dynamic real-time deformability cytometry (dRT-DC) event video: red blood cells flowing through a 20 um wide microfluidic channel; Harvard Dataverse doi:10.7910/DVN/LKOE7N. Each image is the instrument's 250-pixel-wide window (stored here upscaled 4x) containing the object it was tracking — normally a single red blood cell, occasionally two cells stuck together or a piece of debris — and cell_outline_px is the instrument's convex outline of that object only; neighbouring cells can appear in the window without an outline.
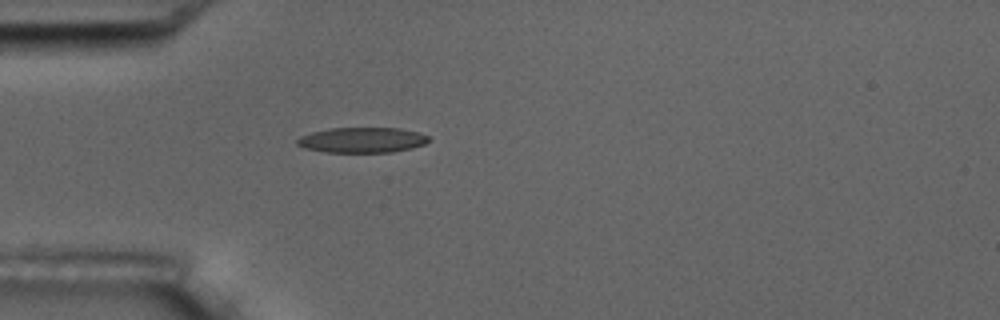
{"species": "common noctule bat (a hibernating species)", "species_latin": "Nyctalus noctula", "temperature_condition": "room temperature", "stored_images_in_passage": 1, "camera_frame_rate_fps": 3000, "um_per_image_px": 0.085, "animal": {"sex": "male", "body_mass_g": 17.5, "forearm_length_mm": 52.3}, "frame": {"image": 1, "passage_image": 1, "time_ms": 0.0, "image_size_px": [1000, 320], "cell_outline_px": [[428, 140], [424, 144], [412, 148], [392, 152], [324, 152], [304, 148], [296, 144], [296, 140], [300, 136], [312, 132], [332, 128], [400, 128], [416, 132], [428, 136]], "centroid_in_image_um": [30.74, 11.9], "position_along_channel_um": 54.3, "area_um2": 19.31}}